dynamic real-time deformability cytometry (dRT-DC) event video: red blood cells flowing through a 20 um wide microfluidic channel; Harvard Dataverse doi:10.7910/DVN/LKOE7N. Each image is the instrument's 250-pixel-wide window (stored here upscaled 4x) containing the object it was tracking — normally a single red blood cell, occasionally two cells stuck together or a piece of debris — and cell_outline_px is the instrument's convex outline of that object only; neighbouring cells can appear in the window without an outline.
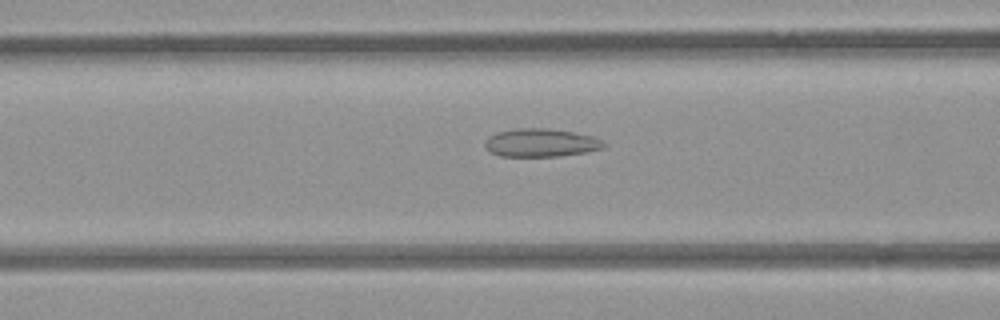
{"species": "common noctule bat (a hibernating species)", "species_latin": "Nyctalus noctula", "temperature_condition": "room temperature", "stored_images_in_passage": 38, "camera_frame_rate_fps": 3000, "um_per_image_px": 0.085, "animal": {"sex": "female", "body_mass_g": 21.9}, "frame": {"image": 1, "passage_image": 13, "time_ms": 4.0, "image_size_px": [1000, 320], "cell_outline_px": [[608, 144], [604, 148], [584, 152], [560, 156], [500, 156], [492, 152], [484, 144], [488, 136], [496, 132], [512, 128], [548, 128], [572, 132], [592, 136]], "centroid_in_image_um": [45.97, 12.12], "position_along_channel_um": 120.6, "area_um2": 19.48}}
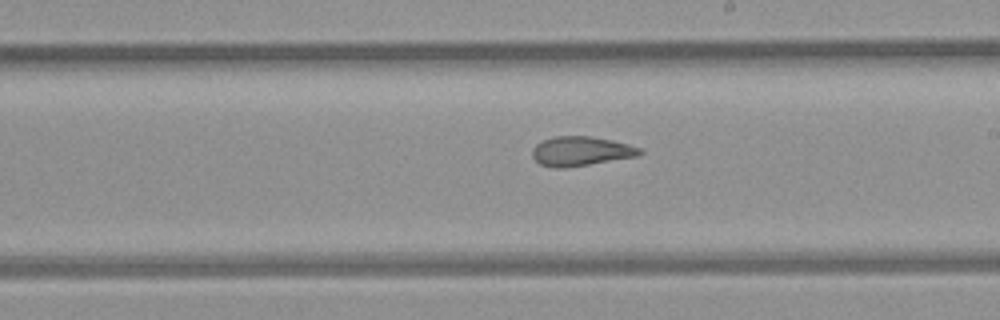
{"frame": {"image": 2, "passage_image": 22, "time_ms": 7.0, "image_size_px": [1000, 320], "cell_outline_px": [[644, 152], [636, 156], [564, 168], [556, 168], [540, 164], [532, 156], [532, 148], [536, 144], [552, 136], [592, 136], [612, 140], [628, 144], [640, 148]], "centroid_in_image_um": [49.35, 12.84], "position_along_channel_um": 239.7, "area_um2": 18.26}}
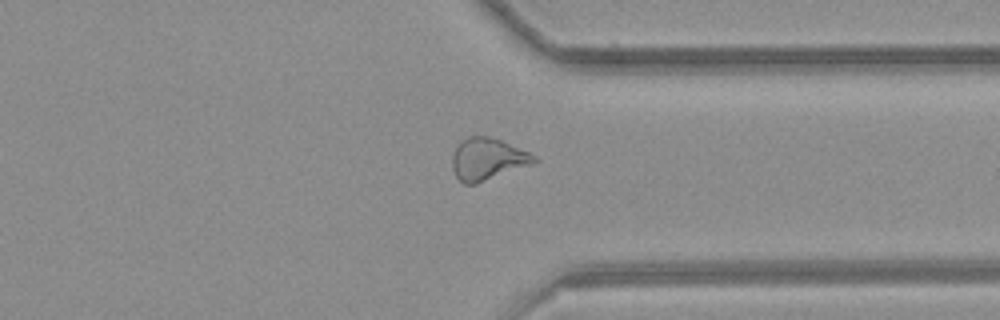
{"frame": {"image": 3, "passage_image": 32, "time_ms": 10.333, "image_size_px": [1000, 320], "cell_outline_px": [[540, 160], [532, 164], [476, 184], [464, 184], [456, 176], [452, 168], [452, 156], [456, 144], [460, 140], [468, 136], [488, 136], [500, 140], [528, 152], [536, 156]], "centroid_in_image_um": [41.41, 13.52], "position_along_channel_um": 370.0, "area_um2": 20.06}, "authors_computed_cell_mechanics": {"area_um2": 19.7676, "velocity_mm_per_s": 3.9678, "shape_relaxation_time_tau1_ms": null, "shape_relaxation_time_tau2_ms": 2.0078, "deformation_change_tau1": null, "deformation_change_tau2": 0.0898}}